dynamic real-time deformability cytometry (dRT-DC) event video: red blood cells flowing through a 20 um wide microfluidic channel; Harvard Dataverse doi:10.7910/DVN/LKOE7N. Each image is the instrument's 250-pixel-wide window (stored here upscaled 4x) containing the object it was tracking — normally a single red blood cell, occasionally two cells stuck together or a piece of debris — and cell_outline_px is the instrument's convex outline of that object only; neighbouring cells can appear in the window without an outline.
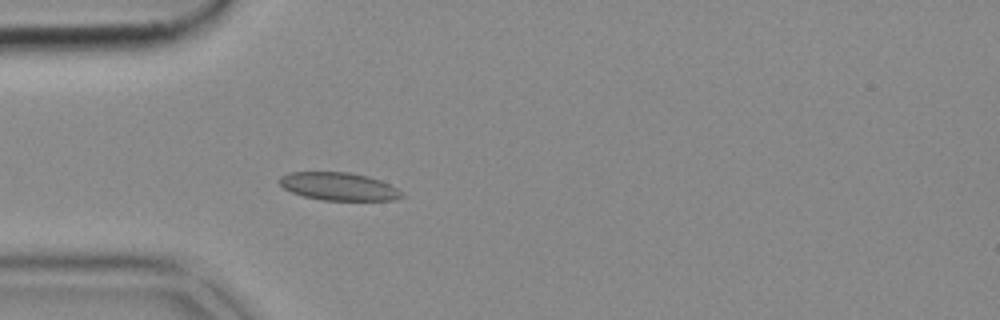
{"species": "common noctule bat (a hibernating species)", "species_latin": "Nyctalus noctula", "temperature_condition": "cold", "stored_images_in_passage": 39, "camera_frame_rate_fps": 3000, "um_per_image_px": 0.085, "animal": {"sex": "female", "body_mass_g": 18.4}, "frame": {"image": 1, "passage_image": 1, "time_ms": 0.0, "image_size_px": [1000, 320], "cell_outline_px": [[404, 196], [396, 200], [320, 200], [304, 196], [292, 192], [284, 188], [280, 184], [280, 176], [288, 172], [348, 172], [368, 176], [380, 180], [404, 192]], "centroid_in_image_um": [28.81, 15.85], "position_along_channel_um": 56.2, "area_um2": 19.88}}
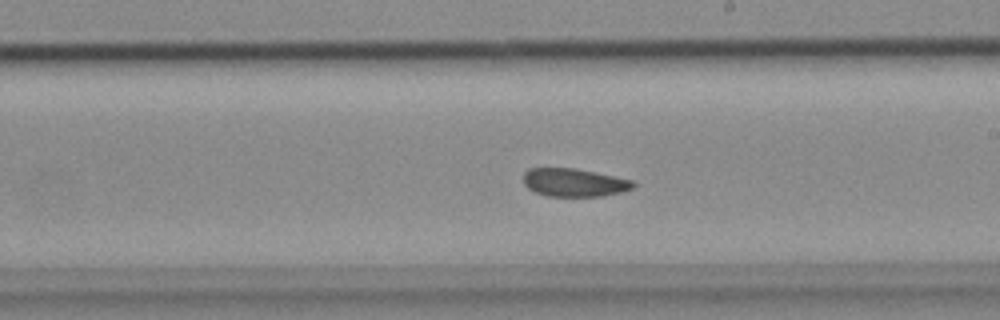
{"frame": {"image": 2, "passage_image": 16, "time_ms": 5.0, "image_size_px": [1000, 320], "cell_outline_px": [[636, 184], [632, 188], [620, 192], [600, 196], [548, 196], [536, 192], [528, 188], [524, 184], [524, 172], [528, 168], [572, 168], [636, 180]], "centroid_in_image_um": [48.81, 15.51], "position_along_channel_um": 240.2, "area_um2": 17.92}}
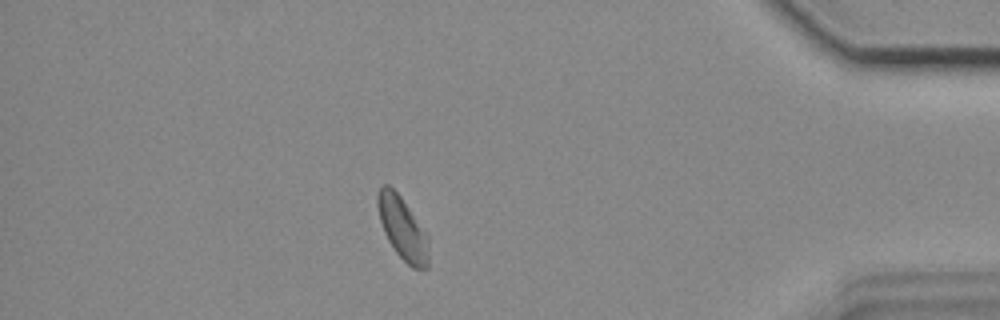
{"frame": {"image": 3, "passage_image": 32, "time_ms": 10.333, "image_size_px": [1000, 320], "cell_outline_px": [[428, 268], [412, 268], [396, 252], [388, 240], [384, 232], [380, 220], [376, 204], [376, 196], [380, 188], [384, 184], [388, 184], [400, 196], [428, 236]], "centroid_in_image_um": [34.2, 19.4], "position_along_channel_um": 401.0, "area_um2": 18.32}}